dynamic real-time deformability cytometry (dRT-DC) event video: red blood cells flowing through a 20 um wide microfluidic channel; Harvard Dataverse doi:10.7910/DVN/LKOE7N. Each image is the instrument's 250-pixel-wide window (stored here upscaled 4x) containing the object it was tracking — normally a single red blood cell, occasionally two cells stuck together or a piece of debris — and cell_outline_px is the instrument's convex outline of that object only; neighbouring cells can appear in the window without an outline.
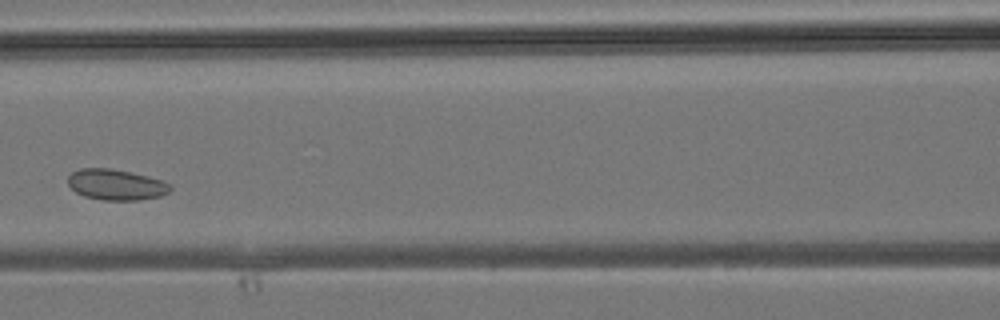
{"species": "common noctule bat (a hibernating species)", "species_latin": "Nyctalus noctula", "temperature_condition": "room temperature", "stored_images_in_passage": 34, "camera_frame_rate_fps": 3000, "um_per_image_px": 0.085, "animal": {"sex": "male", "body_mass_g": 19.2, "forearm_length_mm": 51.8}, "frame": {"image": 1, "passage_image": 16, "time_ms": 5.0, "image_size_px": [1000, 320], "cell_outline_px": [[172, 188], [168, 192], [160, 196], [140, 200], [104, 200], [84, 196], [76, 192], [68, 184], [68, 176], [72, 172], [80, 168], [112, 168], [148, 176], [172, 184]], "centroid_in_image_um": [9.87, 15.69], "position_along_channel_um": 156.7, "area_um2": 18.38}}
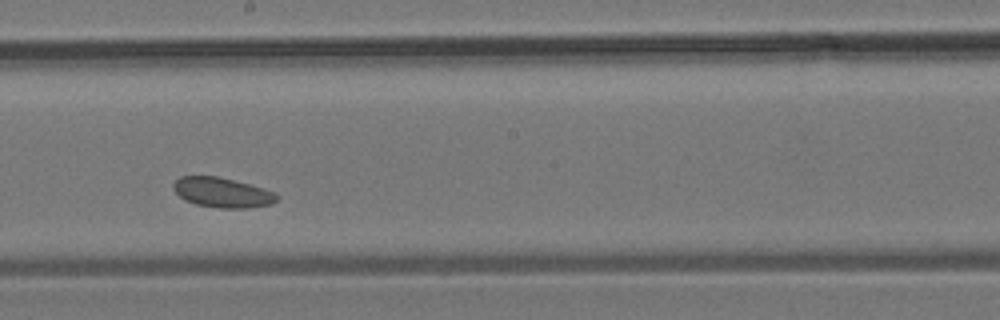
{"frame": {"image": 2, "passage_image": 20, "time_ms": 6.333, "image_size_px": [1000, 320], "cell_outline_px": [[280, 196], [272, 204], [248, 208], [216, 208], [196, 204], [184, 200], [172, 188], [172, 184], [180, 176], [216, 176], [264, 188], [276, 192]], "centroid_in_image_um": [18.9, 16.37], "position_along_channel_um": 229.3, "area_um2": 18.09}}
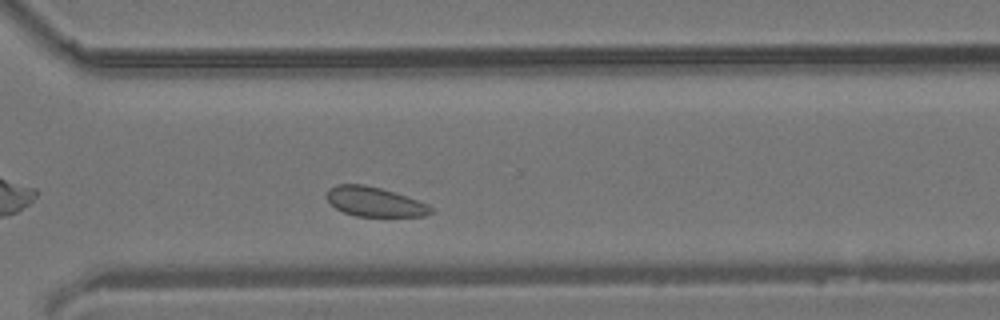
{"frame": {"image": 3, "passage_image": 26, "time_ms": 8.333, "image_size_px": [1000, 320], "cell_outline_px": [[432, 212], [424, 216], [356, 216], [344, 212], [336, 208], [328, 200], [328, 188], [336, 184], [364, 184], [396, 192], [428, 204], [432, 208]], "centroid_in_image_um": [31.85, 17.14], "position_along_channel_um": 338.8, "area_um2": 17.8}}